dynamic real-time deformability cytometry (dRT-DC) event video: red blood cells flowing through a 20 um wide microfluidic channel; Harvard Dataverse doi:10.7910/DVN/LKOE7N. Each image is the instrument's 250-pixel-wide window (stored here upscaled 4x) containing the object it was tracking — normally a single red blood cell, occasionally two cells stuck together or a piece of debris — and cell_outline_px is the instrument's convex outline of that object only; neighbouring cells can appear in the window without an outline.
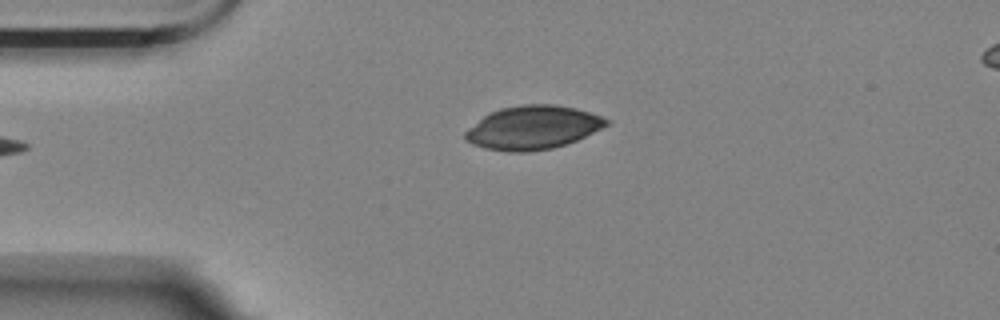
{"species": "Egyptian fruit bat (a non-hibernating species)", "species_latin": "Rousettus aegyptiacus", "temperature_condition": "room temperature", "stored_images_in_passage": 2, "camera_frame_rate_fps": 3000, "um_per_image_px": 0.085, "animal": {"sex": "female"}, "frame": {"image": 1, "passage_image": 2, "time_ms": 1.0, "image_size_px": [1000, 320], "cell_outline_px": [[608, 124], [576, 140], [552, 148], [528, 152], [508, 152], [484, 148], [472, 144], [464, 136], [464, 132], [468, 128], [488, 112], [500, 108], [524, 104], [556, 104], [576, 108], [600, 116], [608, 120]], "centroid_in_image_um": [45.23, 10.84], "position_along_channel_um": 39.8, "area_um2": 35.6}}